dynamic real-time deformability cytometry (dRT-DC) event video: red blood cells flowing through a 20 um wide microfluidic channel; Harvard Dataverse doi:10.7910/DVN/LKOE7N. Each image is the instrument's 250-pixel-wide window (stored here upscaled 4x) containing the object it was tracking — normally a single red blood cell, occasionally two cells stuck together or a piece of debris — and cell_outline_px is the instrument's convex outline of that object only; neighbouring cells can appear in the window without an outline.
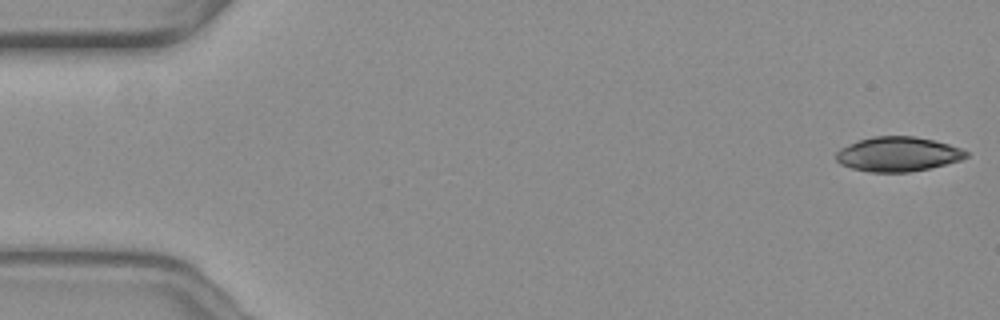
{"species": "common noctule bat (a hibernating species)", "species_latin": "Nyctalus noctula", "temperature_condition": "warm", "stored_images_in_passage": 55, "camera_frame_rate_fps": 3000, "um_per_image_px": 0.085, "animal": {"sex": "female", "body_mass_g": 19.3, "forearm_length_mm": 54.1}, "frame": {"image": 1, "passage_image": 1, "time_ms": 0.0, "image_size_px": [1000, 320], "cell_outline_px": [[968, 156], [960, 160], [928, 168], [908, 172], [868, 172], [852, 168], [840, 164], [836, 160], [836, 152], [840, 148], [860, 140], [872, 136], [916, 136], [948, 144], [960, 148], [968, 152]], "centroid_in_image_um": [76.3, 13.1], "position_along_channel_um": 8.7, "area_um2": 26.01}}
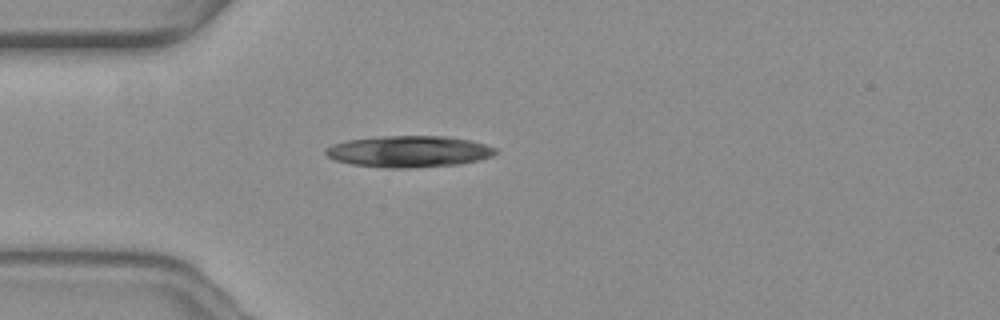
{"frame": {"image": 2, "passage_image": 15, "time_ms": 4.667, "image_size_px": [1000, 320], "cell_outline_px": [[496, 152], [492, 156], [460, 164], [412, 168], [384, 168], [352, 164], [336, 160], [328, 156], [324, 152], [324, 148], [332, 144], [348, 140], [380, 136], [444, 136], [468, 140], [484, 144], [496, 148]], "centroid_in_image_um": [34.71, 12.88], "position_along_channel_um": 50.3, "area_um2": 31.04}}